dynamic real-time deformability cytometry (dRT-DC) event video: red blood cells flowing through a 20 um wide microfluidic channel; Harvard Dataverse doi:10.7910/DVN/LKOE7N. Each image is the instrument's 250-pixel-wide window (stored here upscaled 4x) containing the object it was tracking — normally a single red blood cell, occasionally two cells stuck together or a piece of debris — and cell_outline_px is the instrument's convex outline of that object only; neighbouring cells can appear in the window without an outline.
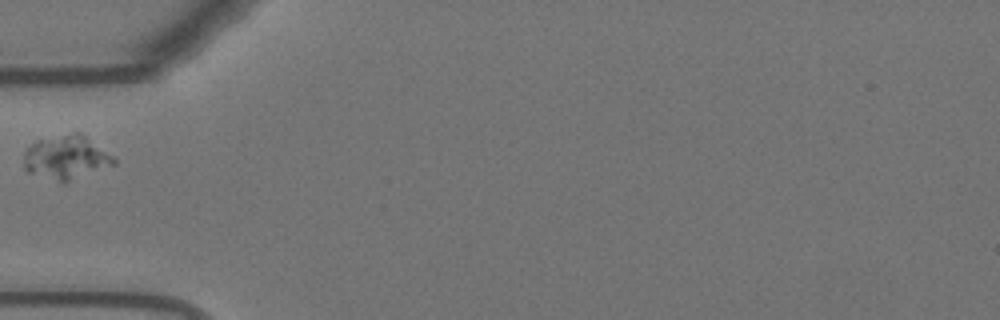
{"species": "Egyptian fruit bat (a non-hibernating species)", "species_latin": "Rousettus aegyptiacus", "temperature_condition": "warm", "stored_images_in_passage": 25, "camera_frame_rate_fps": 3000, "um_per_image_px": 0.085, "animal": {"sex": "female"}, "frame": {"image": 1, "passage_image": 1, "time_ms": 0.0, "image_size_px": [1000, 320], "cell_outline_px": [[116, 164], [64, 184], [28, 172], [24, 168], [24, 152], [36, 140], [72, 132], [80, 132], [112, 156], [116, 160]], "centroid_in_image_um": [5.62, 13.4], "position_along_channel_um": 79.4, "area_um2": 23.06}}